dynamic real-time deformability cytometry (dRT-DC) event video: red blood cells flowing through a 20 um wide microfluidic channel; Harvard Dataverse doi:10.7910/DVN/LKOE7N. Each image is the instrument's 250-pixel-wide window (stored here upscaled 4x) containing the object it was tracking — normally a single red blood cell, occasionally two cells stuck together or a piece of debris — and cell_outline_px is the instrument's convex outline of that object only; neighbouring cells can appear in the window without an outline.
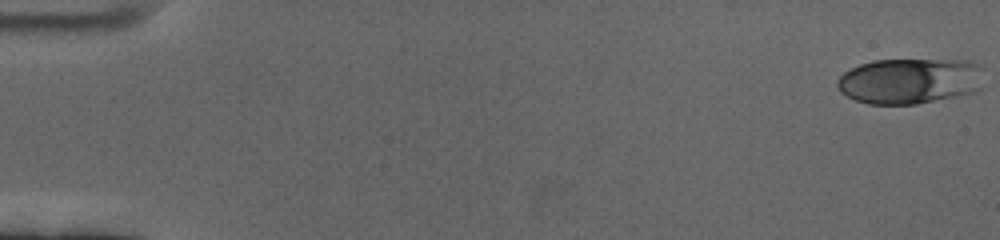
{"species": "human", "species_latin": "Homo sapiens", "temperature_condition": "cold", "stored_images_in_passage": 60, "camera_frame_rate_fps": 3000, "um_per_image_px": 0.085, "donor": {"sex": "female"}, "frame": {"image": 1, "passage_image": 1, "time_ms": 0.0, "image_size_px": [1000, 240], "cell_outline_px": [[984, 64], [980, 88], [972, 92], [916, 104], [868, 104], [856, 100], [840, 92], [836, 84], [836, 80], [844, 72], [860, 64], [872, 60], [972, 60]], "centroid_in_image_um": [77.35, 6.86], "position_along_channel_um": 7.7, "area_um2": 39.25}}
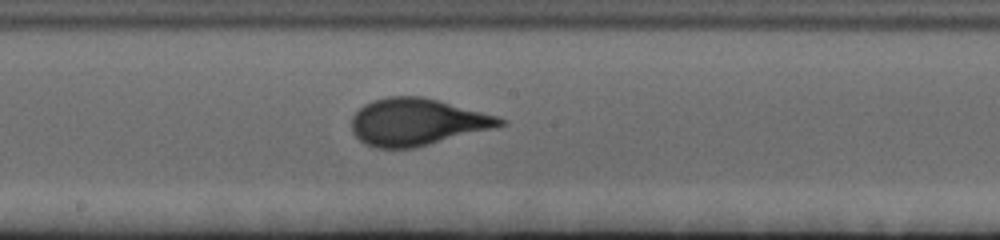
{"frame": {"image": 2, "passage_image": 33, "time_ms": 10.667, "image_size_px": [1000, 240], "cell_outline_px": [[508, 124], [412, 148], [376, 148], [364, 144], [352, 132], [352, 116], [364, 104], [372, 100], [388, 96], [424, 96], [440, 100], [496, 116], [504, 120]], "centroid_in_image_um": [35.39, 10.35], "position_along_channel_um": 212.8, "area_um2": 40.34}}
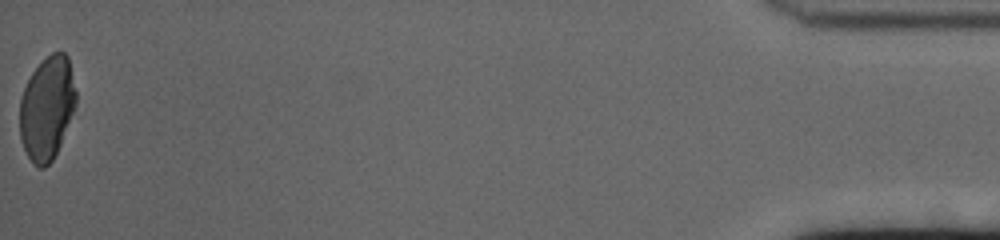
{"frame": {"image": 3, "passage_image": 60, "time_ms": 19.667, "image_size_px": [1000, 240], "cell_outline_px": [[76, 104], [60, 144], [52, 160], [44, 168], [40, 168], [28, 156], [20, 140], [20, 100], [24, 88], [32, 72], [52, 52], [64, 52], [68, 56], [76, 92]], "centroid_in_image_um": [3.99, 9.18], "position_along_channel_um": 431.2, "area_um2": 33.41}, "authors_computed_cell_mechanics": {"area_um2": 38.9283, "velocity_mm_per_s": 3.4255, "shape_relaxation_time_tau1_ms": 4.0052, "shape_relaxation_time_tau2_ms": null, "deformation_change_tau1": 0.1588, "deformation_change_tau2": null}}